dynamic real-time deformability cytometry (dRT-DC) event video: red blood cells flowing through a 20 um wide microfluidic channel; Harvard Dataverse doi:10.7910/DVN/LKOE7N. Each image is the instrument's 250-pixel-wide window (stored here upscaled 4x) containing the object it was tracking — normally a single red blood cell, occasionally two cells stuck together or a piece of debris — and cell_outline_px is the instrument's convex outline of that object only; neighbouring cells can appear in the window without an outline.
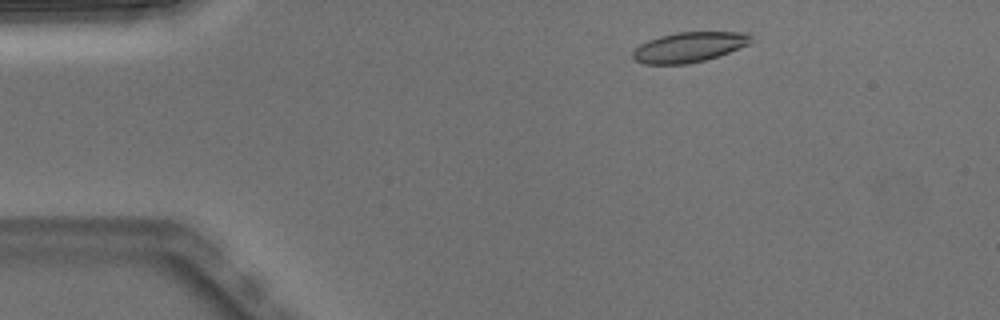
{"species": "Egyptian fruit bat (a non-hibernating species)", "species_latin": "Rousettus aegyptiacus", "temperature_condition": "warm", "stored_images_in_passage": 5, "segment_of_instrument_passage": [1, 2], "camera_frame_rate_fps": 3000, "um_per_image_px": 0.085, "animal": {"sex": "male"}, "frame": {"image": 1, "passage_image": 2, "time_ms": 0.333, "image_size_px": [1000, 320], "cell_outline_px": [[752, 40], [748, 44], [728, 52], [704, 60], [688, 64], [644, 64], [632, 60], [632, 52], [640, 44], [648, 40], [660, 36], [676, 32], [748, 32], [752, 36]], "centroid_in_image_um": [58.53, 4.0], "position_along_channel_um": 26.5, "area_um2": 20.69}}
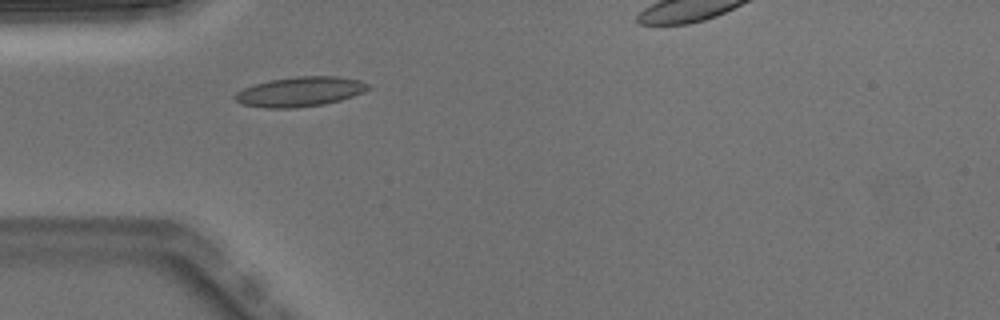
{"frame": {"image": 2, "passage_image": 4, "time_ms": 1.0, "image_size_px": [1000, 320], "cell_outline_px": [[372, 88], [364, 92], [340, 100], [324, 104], [296, 108], [268, 108], [240, 104], [232, 96], [236, 92], [244, 88], [256, 84], [272, 80], [296, 76], [336, 76], [360, 80], [368, 84]], "centroid_in_image_um": [25.51, 7.8], "position_along_channel_um": 59.5, "area_um2": 23.06}}